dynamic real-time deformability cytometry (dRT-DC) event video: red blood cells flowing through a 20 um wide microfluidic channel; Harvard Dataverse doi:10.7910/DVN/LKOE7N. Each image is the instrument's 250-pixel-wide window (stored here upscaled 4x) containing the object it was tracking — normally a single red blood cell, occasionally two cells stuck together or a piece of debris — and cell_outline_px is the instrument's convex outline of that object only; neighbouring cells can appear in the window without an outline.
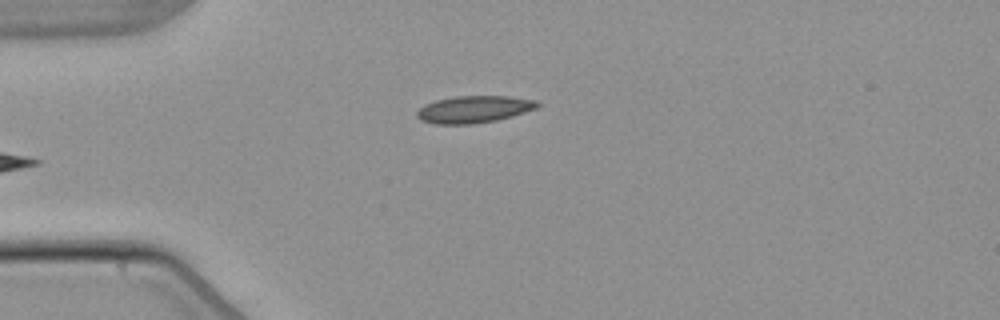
{"species": "common noctule bat (a hibernating species)", "species_latin": "Nyctalus noctula", "temperature_condition": "warm", "stored_images_in_passage": 3, "camera_frame_rate_fps": 3000, "um_per_image_px": 0.085, "animal": {"sex": "male", "body_mass_g": 21.5, "forearm_length_mm": 52.0}, "frame": {"image": 1, "passage_image": 3, "time_ms": 2.333, "image_size_px": [1000, 320], "cell_outline_px": [[540, 104], [536, 108], [512, 116], [496, 120], [472, 124], [436, 124], [420, 120], [416, 116], [416, 112], [424, 104], [436, 100], [456, 96], [508, 96], [536, 100]], "centroid_in_image_um": [40.26, 9.29], "position_along_channel_um": 44.7, "area_um2": 18.96}}